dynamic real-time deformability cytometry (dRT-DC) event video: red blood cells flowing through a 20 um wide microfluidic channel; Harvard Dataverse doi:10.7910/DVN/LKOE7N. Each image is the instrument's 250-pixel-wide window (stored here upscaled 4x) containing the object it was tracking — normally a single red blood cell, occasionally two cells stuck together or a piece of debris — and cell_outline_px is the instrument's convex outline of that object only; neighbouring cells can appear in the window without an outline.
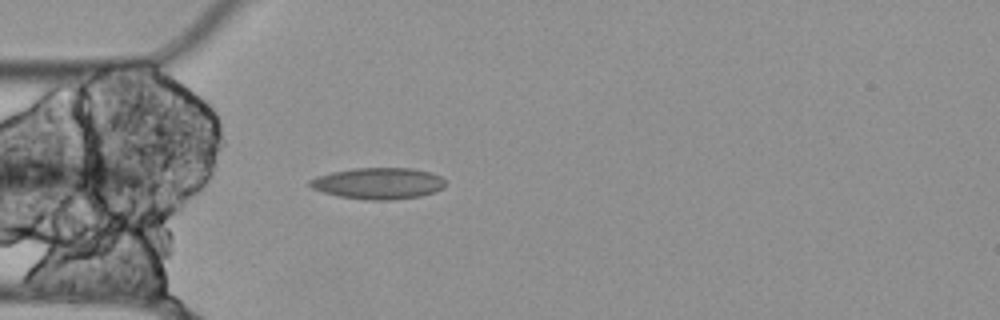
{"species": "Egyptian fruit bat (a non-hibernating species)", "species_latin": "Rousettus aegyptiacus", "temperature_condition": "cold", "stored_images_in_passage": 4, "camera_frame_rate_fps": 3000, "um_per_image_px": 0.085, "animal": {"sex": "female"}, "frame": {"image": 1, "passage_image": 1, "time_ms": 0.0, "image_size_px": [1000, 320], "cell_outline_px": [[444, 188], [436, 192], [420, 196], [392, 200], [368, 200], [340, 196], [324, 192], [312, 188], [308, 184], [308, 180], [316, 176], [332, 172], [356, 168], [412, 168], [432, 172], [440, 176], [444, 180]], "centroid_in_image_um": [32.18, 15.58], "position_along_channel_um": 52.8, "area_um2": 24.85}}
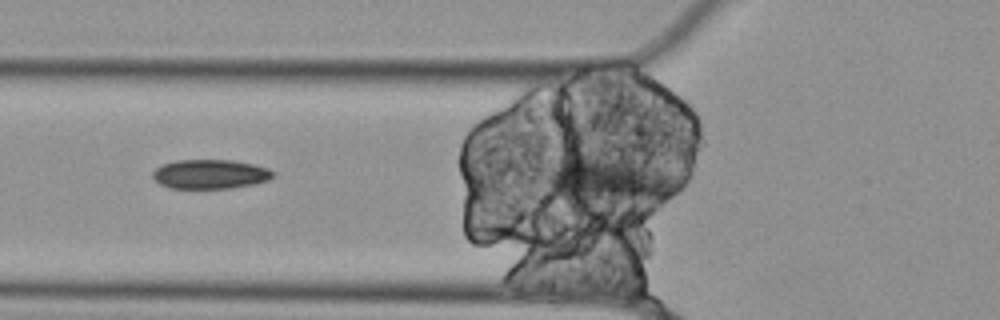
{"frame": {"image": 2, "passage_image": 3, "time_ms": 0.667, "image_size_px": [1000, 320], "cell_outline_px": [[276, 176], [268, 180], [256, 184], [232, 188], [172, 188], [160, 184], [152, 176], [152, 172], [156, 168], [164, 164], [176, 160], [232, 160], [252, 164], [268, 168], [276, 172]], "centroid_in_image_um": [17.92, 14.8], "position_along_channel_um": 107.9, "area_um2": 20.63}}